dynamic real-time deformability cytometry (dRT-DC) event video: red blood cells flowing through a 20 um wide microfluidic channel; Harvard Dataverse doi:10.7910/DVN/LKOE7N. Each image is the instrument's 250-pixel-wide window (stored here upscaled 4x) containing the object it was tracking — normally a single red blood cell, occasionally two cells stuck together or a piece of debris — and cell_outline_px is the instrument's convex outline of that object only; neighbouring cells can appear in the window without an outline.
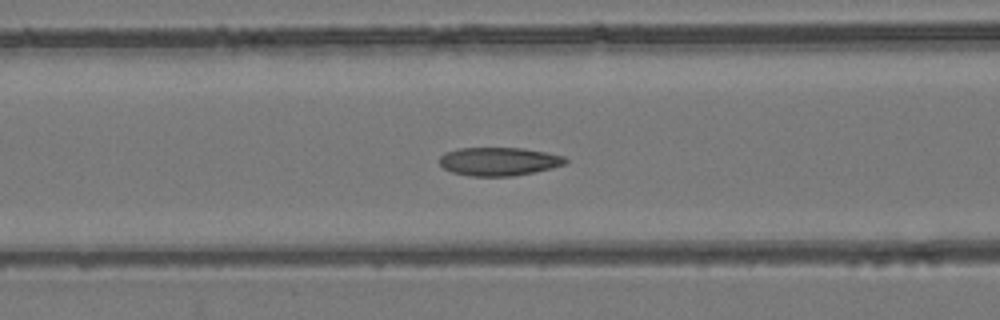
{"species": "common noctule bat (a hibernating species)", "species_latin": "Nyctalus noctula", "temperature_condition": "room temperature", "stored_images_in_passage": 35, "camera_frame_rate_fps": 3000, "um_per_image_px": 0.085, "animal": {"sex": "female", "body_mass_g": 24.6, "forearm_length_mm": 56.2}, "frame": {"image": 1, "passage_image": 7, "time_ms": 2.0, "image_size_px": [1000, 320], "cell_outline_px": [[568, 160], [564, 164], [552, 168], [512, 176], [468, 176], [452, 172], [444, 168], [440, 164], [440, 156], [444, 152], [456, 148], [524, 148], [564, 156]], "centroid_in_image_um": [42.37, 13.72], "position_along_channel_um": 124.2, "area_um2": 20.81}}
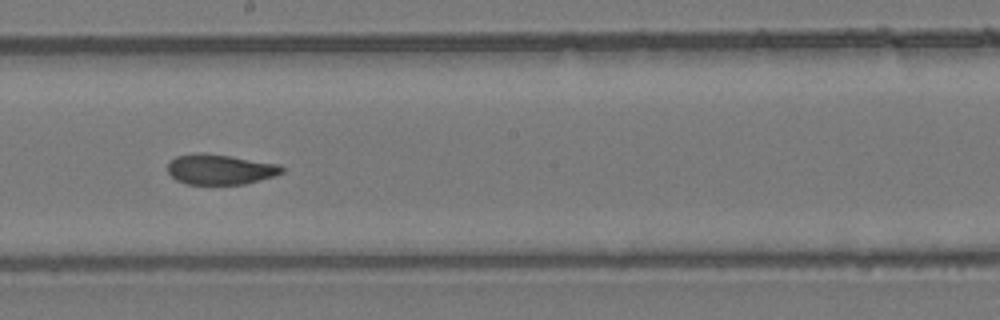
{"frame": {"image": 2, "passage_image": 15, "time_ms": 4.667, "image_size_px": [1000, 320], "cell_outline_px": [[284, 172], [272, 176], [244, 184], [188, 184], [176, 180], [168, 172], [168, 164], [176, 156], [196, 152], [204, 152], [280, 164], [284, 168]], "centroid_in_image_um": [18.7, 14.38], "position_along_channel_um": 229.5, "area_um2": 20.06}}
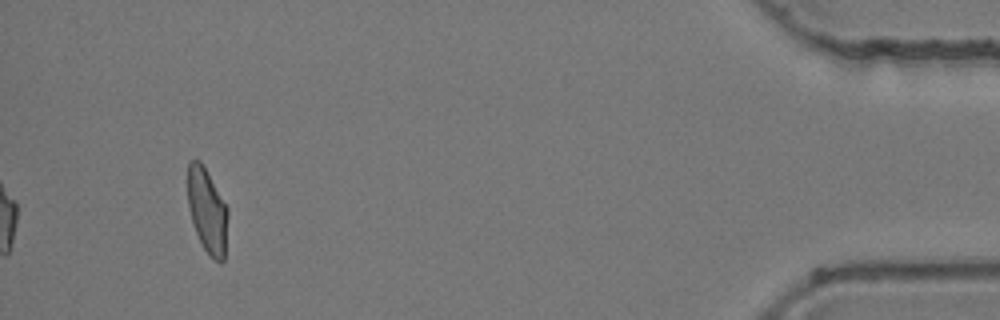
{"frame": {"image": 3, "passage_image": 35, "time_ms": 11.333, "image_size_px": [1000, 320], "cell_outline_px": [[228, 216], [224, 260], [220, 264], [204, 248], [196, 232], [192, 220], [188, 204], [188, 160], [200, 160], [228, 208]], "centroid_in_image_um": [17.62, 17.9], "position_along_channel_um": 417.6, "area_um2": 19.48}, "authors_computed_cell_mechanics": {"area_um2": 20.6346, "velocity_mm_per_s": 3.9515, "shape_relaxation_time_tau1_ms": null, "shape_relaxation_time_tau2_ms": 1.5397, "deformation_change_tau1": null, "deformation_change_tau2": 0.0729}}